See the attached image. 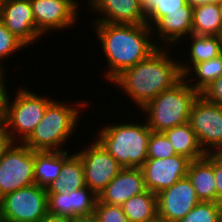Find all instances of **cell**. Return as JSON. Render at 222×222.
I'll use <instances>...</instances> for the list:
<instances>
[{
  "mask_svg": "<svg viewBox=\"0 0 222 222\" xmlns=\"http://www.w3.org/2000/svg\"><path fill=\"white\" fill-rule=\"evenodd\" d=\"M141 6H143L145 4L146 0H136Z\"/></svg>",
  "mask_w": 222,
  "mask_h": 222,
  "instance_id": "cell-41",
  "label": "cell"
},
{
  "mask_svg": "<svg viewBox=\"0 0 222 222\" xmlns=\"http://www.w3.org/2000/svg\"><path fill=\"white\" fill-rule=\"evenodd\" d=\"M141 168H122L118 175L98 195V200L111 205H122L129 198L146 191Z\"/></svg>",
  "mask_w": 222,
  "mask_h": 222,
  "instance_id": "cell-18",
  "label": "cell"
},
{
  "mask_svg": "<svg viewBox=\"0 0 222 222\" xmlns=\"http://www.w3.org/2000/svg\"><path fill=\"white\" fill-rule=\"evenodd\" d=\"M97 199L87 186L70 194H47L48 215L64 222L76 216L94 214Z\"/></svg>",
  "mask_w": 222,
  "mask_h": 222,
  "instance_id": "cell-15",
  "label": "cell"
},
{
  "mask_svg": "<svg viewBox=\"0 0 222 222\" xmlns=\"http://www.w3.org/2000/svg\"><path fill=\"white\" fill-rule=\"evenodd\" d=\"M85 186L84 168L79 155L64 150L60 175L47 189V194H70Z\"/></svg>",
  "mask_w": 222,
  "mask_h": 222,
  "instance_id": "cell-21",
  "label": "cell"
},
{
  "mask_svg": "<svg viewBox=\"0 0 222 222\" xmlns=\"http://www.w3.org/2000/svg\"><path fill=\"white\" fill-rule=\"evenodd\" d=\"M177 155L163 132L152 131L148 140V159H165Z\"/></svg>",
  "mask_w": 222,
  "mask_h": 222,
  "instance_id": "cell-29",
  "label": "cell"
},
{
  "mask_svg": "<svg viewBox=\"0 0 222 222\" xmlns=\"http://www.w3.org/2000/svg\"><path fill=\"white\" fill-rule=\"evenodd\" d=\"M4 1H5V0H0V11H1V8H2V6H3V4H4Z\"/></svg>",
  "mask_w": 222,
  "mask_h": 222,
  "instance_id": "cell-42",
  "label": "cell"
},
{
  "mask_svg": "<svg viewBox=\"0 0 222 222\" xmlns=\"http://www.w3.org/2000/svg\"><path fill=\"white\" fill-rule=\"evenodd\" d=\"M190 162L186 156L179 154L165 159H147L141 167L146 189L158 194L171 187L187 177Z\"/></svg>",
  "mask_w": 222,
  "mask_h": 222,
  "instance_id": "cell-13",
  "label": "cell"
},
{
  "mask_svg": "<svg viewBox=\"0 0 222 222\" xmlns=\"http://www.w3.org/2000/svg\"><path fill=\"white\" fill-rule=\"evenodd\" d=\"M0 222H4L3 219H2V217H1V215H0Z\"/></svg>",
  "mask_w": 222,
  "mask_h": 222,
  "instance_id": "cell-44",
  "label": "cell"
},
{
  "mask_svg": "<svg viewBox=\"0 0 222 222\" xmlns=\"http://www.w3.org/2000/svg\"><path fill=\"white\" fill-rule=\"evenodd\" d=\"M92 140L76 153L83 164L86 186L98 196L122 167L96 139Z\"/></svg>",
  "mask_w": 222,
  "mask_h": 222,
  "instance_id": "cell-10",
  "label": "cell"
},
{
  "mask_svg": "<svg viewBox=\"0 0 222 222\" xmlns=\"http://www.w3.org/2000/svg\"><path fill=\"white\" fill-rule=\"evenodd\" d=\"M0 18L5 27L27 48L42 38L35 26L30 0H5Z\"/></svg>",
  "mask_w": 222,
  "mask_h": 222,
  "instance_id": "cell-14",
  "label": "cell"
},
{
  "mask_svg": "<svg viewBox=\"0 0 222 222\" xmlns=\"http://www.w3.org/2000/svg\"><path fill=\"white\" fill-rule=\"evenodd\" d=\"M156 196L159 222H177L200 202L188 177L180 179Z\"/></svg>",
  "mask_w": 222,
  "mask_h": 222,
  "instance_id": "cell-12",
  "label": "cell"
},
{
  "mask_svg": "<svg viewBox=\"0 0 222 222\" xmlns=\"http://www.w3.org/2000/svg\"><path fill=\"white\" fill-rule=\"evenodd\" d=\"M35 151L23 143H12L0 158V199L35 184Z\"/></svg>",
  "mask_w": 222,
  "mask_h": 222,
  "instance_id": "cell-8",
  "label": "cell"
},
{
  "mask_svg": "<svg viewBox=\"0 0 222 222\" xmlns=\"http://www.w3.org/2000/svg\"><path fill=\"white\" fill-rule=\"evenodd\" d=\"M170 48L159 47L148 58L124 70L111 83L118 87L141 110L164 90L178 83L183 75L180 61ZM171 53V54H170Z\"/></svg>",
  "mask_w": 222,
  "mask_h": 222,
  "instance_id": "cell-2",
  "label": "cell"
},
{
  "mask_svg": "<svg viewBox=\"0 0 222 222\" xmlns=\"http://www.w3.org/2000/svg\"><path fill=\"white\" fill-rule=\"evenodd\" d=\"M218 7H219L220 18H221V22H222V0H219V1H218Z\"/></svg>",
  "mask_w": 222,
  "mask_h": 222,
  "instance_id": "cell-40",
  "label": "cell"
},
{
  "mask_svg": "<svg viewBox=\"0 0 222 222\" xmlns=\"http://www.w3.org/2000/svg\"><path fill=\"white\" fill-rule=\"evenodd\" d=\"M4 222H37L49 217L47 189L37 184L21 188L0 199Z\"/></svg>",
  "mask_w": 222,
  "mask_h": 222,
  "instance_id": "cell-7",
  "label": "cell"
},
{
  "mask_svg": "<svg viewBox=\"0 0 222 222\" xmlns=\"http://www.w3.org/2000/svg\"><path fill=\"white\" fill-rule=\"evenodd\" d=\"M199 93L182 78L168 90H164L140 111L151 131L163 132L189 121L191 107Z\"/></svg>",
  "mask_w": 222,
  "mask_h": 222,
  "instance_id": "cell-5",
  "label": "cell"
},
{
  "mask_svg": "<svg viewBox=\"0 0 222 222\" xmlns=\"http://www.w3.org/2000/svg\"><path fill=\"white\" fill-rule=\"evenodd\" d=\"M193 7L186 3L184 11L166 12L152 27V35L158 47H182L183 39L192 34ZM157 33V34H156ZM155 36H157L155 38Z\"/></svg>",
  "mask_w": 222,
  "mask_h": 222,
  "instance_id": "cell-16",
  "label": "cell"
},
{
  "mask_svg": "<svg viewBox=\"0 0 222 222\" xmlns=\"http://www.w3.org/2000/svg\"><path fill=\"white\" fill-rule=\"evenodd\" d=\"M222 76V54L216 58L196 63L183 78L200 93L206 86Z\"/></svg>",
  "mask_w": 222,
  "mask_h": 222,
  "instance_id": "cell-26",
  "label": "cell"
},
{
  "mask_svg": "<svg viewBox=\"0 0 222 222\" xmlns=\"http://www.w3.org/2000/svg\"><path fill=\"white\" fill-rule=\"evenodd\" d=\"M14 93L12 95L15 96L7 93L3 122L12 143H23L42 120L53 98L39 95L26 87H20Z\"/></svg>",
  "mask_w": 222,
  "mask_h": 222,
  "instance_id": "cell-6",
  "label": "cell"
},
{
  "mask_svg": "<svg viewBox=\"0 0 222 222\" xmlns=\"http://www.w3.org/2000/svg\"><path fill=\"white\" fill-rule=\"evenodd\" d=\"M199 95L204 100L222 107V76L206 86Z\"/></svg>",
  "mask_w": 222,
  "mask_h": 222,
  "instance_id": "cell-32",
  "label": "cell"
},
{
  "mask_svg": "<svg viewBox=\"0 0 222 222\" xmlns=\"http://www.w3.org/2000/svg\"><path fill=\"white\" fill-rule=\"evenodd\" d=\"M64 222H98L95 214L76 216Z\"/></svg>",
  "mask_w": 222,
  "mask_h": 222,
  "instance_id": "cell-36",
  "label": "cell"
},
{
  "mask_svg": "<svg viewBox=\"0 0 222 222\" xmlns=\"http://www.w3.org/2000/svg\"><path fill=\"white\" fill-rule=\"evenodd\" d=\"M133 120L124 119V123L120 119L118 124L109 122L97 129L96 134L94 132L95 139L122 168H141L148 159V140L152 131L144 119L141 123Z\"/></svg>",
  "mask_w": 222,
  "mask_h": 222,
  "instance_id": "cell-4",
  "label": "cell"
},
{
  "mask_svg": "<svg viewBox=\"0 0 222 222\" xmlns=\"http://www.w3.org/2000/svg\"><path fill=\"white\" fill-rule=\"evenodd\" d=\"M12 144L4 122H0V158L5 150Z\"/></svg>",
  "mask_w": 222,
  "mask_h": 222,
  "instance_id": "cell-35",
  "label": "cell"
},
{
  "mask_svg": "<svg viewBox=\"0 0 222 222\" xmlns=\"http://www.w3.org/2000/svg\"><path fill=\"white\" fill-rule=\"evenodd\" d=\"M214 1H219V0H187V3H189L192 7H194L200 4L214 2Z\"/></svg>",
  "mask_w": 222,
  "mask_h": 222,
  "instance_id": "cell-38",
  "label": "cell"
},
{
  "mask_svg": "<svg viewBox=\"0 0 222 222\" xmlns=\"http://www.w3.org/2000/svg\"><path fill=\"white\" fill-rule=\"evenodd\" d=\"M222 22L218 1L193 7L192 34L197 36H220Z\"/></svg>",
  "mask_w": 222,
  "mask_h": 222,
  "instance_id": "cell-24",
  "label": "cell"
},
{
  "mask_svg": "<svg viewBox=\"0 0 222 222\" xmlns=\"http://www.w3.org/2000/svg\"><path fill=\"white\" fill-rule=\"evenodd\" d=\"M157 5V0H146L142 6V10L145 16H147Z\"/></svg>",
  "mask_w": 222,
  "mask_h": 222,
  "instance_id": "cell-37",
  "label": "cell"
},
{
  "mask_svg": "<svg viewBox=\"0 0 222 222\" xmlns=\"http://www.w3.org/2000/svg\"><path fill=\"white\" fill-rule=\"evenodd\" d=\"M78 1L30 0L37 31L44 36L51 30L58 32L78 24V9L81 8Z\"/></svg>",
  "mask_w": 222,
  "mask_h": 222,
  "instance_id": "cell-11",
  "label": "cell"
},
{
  "mask_svg": "<svg viewBox=\"0 0 222 222\" xmlns=\"http://www.w3.org/2000/svg\"><path fill=\"white\" fill-rule=\"evenodd\" d=\"M190 41L188 42L187 41ZM190 39V40H189ZM183 44H188L190 47L187 50L186 56L188 60L181 61L184 57L179 55L180 70L184 76L196 63H201L209 59H213L222 54V43L220 36H197L191 34L184 38ZM188 42V43H187ZM192 42V43H191ZM190 53V54H189ZM189 57V58H188ZM182 62V63H181Z\"/></svg>",
  "mask_w": 222,
  "mask_h": 222,
  "instance_id": "cell-19",
  "label": "cell"
},
{
  "mask_svg": "<svg viewBox=\"0 0 222 222\" xmlns=\"http://www.w3.org/2000/svg\"><path fill=\"white\" fill-rule=\"evenodd\" d=\"M187 177L200 201L216 202V185L213 172V153L190 162Z\"/></svg>",
  "mask_w": 222,
  "mask_h": 222,
  "instance_id": "cell-20",
  "label": "cell"
},
{
  "mask_svg": "<svg viewBox=\"0 0 222 222\" xmlns=\"http://www.w3.org/2000/svg\"><path fill=\"white\" fill-rule=\"evenodd\" d=\"M67 102L53 98L42 120L23 144L34 151L68 150V148L65 149V143L73 137V133L75 134L80 124L82 110L85 109L84 106L88 107L89 102L79 100V102L75 101V104L72 102L73 105L69 102L66 104Z\"/></svg>",
  "mask_w": 222,
  "mask_h": 222,
  "instance_id": "cell-3",
  "label": "cell"
},
{
  "mask_svg": "<svg viewBox=\"0 0 222 222\" xmlns=\"http://www.w3.org/2000/svg\"><path fill=\"white\" fill-rule=\"evenodd\" d=\"M220 222H222V208H221V211H220Z\"/></svg>",
  "mask_w": 222,
  "mask_h": 222,
  "instance_id": "cell-43",
  "label": "cell"
},
{
  "mask_svg": "<svg viewBox=\"0 0 222 222\" xmlns=\"http://www.w3.org/2000/svg\"><path fill=\"white\" fill-rule=\"evenodd\" d=\"M6 74L8 76L7 71H0V122L4 121L5 99L9 92L7 90L8 87L5 85L8 83L6 82L7 80H5L7 79Z\"/></svg>",
  "mask_w": 222,
  "mask_h": 222,
  "instance_id": "cell-34",
  "label": "cell"
},
{
  "mask_svg": "<svg viewBox=\"0 0 222 222\" xmlns=\"http://www.w3.org/2000/svg\"><path fill=\"white\" fill-rule=\"evenodd\" d=\"M91 23L104 53L107 71L103 77L107 83L159 48L148 24Z\"/></svg>",
  "mask_w": 222,
  "mask_h": 222,
  "instance_id": "cell-1",
  "label": "cell"
},
{
  "mask_svg": "<svg viewBox=\"0 0 222 222\" xmlns=\"http://www.w3.org/2000/svg\"><path fill=\"white\" fill-rule=\"evenodd\" d=\"M166 138L170 141L179 155L186 156L191 161L198 160L206 156L201 148L197 136L189 123L175 126L163 131Z\"/></svg>",
  "mask_w": 222,
  "mask_h": 222,
  "instance_id": "cell-22",
  "label": "cell"
},
{
  "mask_svg": "<svg viewBox=\"0 0 222 222\" xmlns=\"http://www.w3.org/2000/svg\"><path fill=\"white\" fill-rule=\"evenodd\" d=\"M90 12L99 15L91 22L147 24L142 6L136 0H86ZM92 9V10H91ZM102 15V16H101ZM93 20V21H92Z\"/></svg>",
  "mask_w": 222,
  "mask_h": 222,
  "instance_id": "cell-17",
  "label": "cell"
},
{
  "mask_svg": "<svg viewBox=\"0 0 222 222\" xmlns=\"http://www.w3.org/2000/svg\"><path fill=\"white\" fill-rule=\"evenodd\" d=\"M221 203L200 201L184 218L177 222H220Z\"/></svg>",
  "mask_w": 222,
  "mask_h": 222,
  "instance_id": "cell-27",
  "label": "cell"
},
{
  "mask_svg": "<svg viewBox=\"0 0 222 222\" xmlns=\"http://www.w3.org/2000/svg\"><path fill=\"white\" fill-rule=\"evenodd\" d=\"M198 142L207 153H222V107L200 95L193 102L189 121Z\"/></svg>",
  "mask_w": 222,
  "mask_h": 222,
  "instance_id": "cell-9",
  "label": "cell"
},
{
  "mask_svg": "<svg viewBox=\"0 0 222 222\" xmlns=\"http://www.w3.org/2000/svg\"><path fill=\"white\" fill-rule=\"evenodd\" d=\"M62 166L63 151H35V184L48 189L58 179Z\"/></svg>",
  "mask_w": 222,
  "mask_h": 222,
  "instance_id": "cell-23",
  "label": "cell"
},
{
  "mask_svg": "<svg viewBox=\"0 0 222 222\" xmlns=\"http://www.w3.org/2000/svg\"><path fill=\"white\" fill-rule=\"evenodd\" d=\"M187 0H157L155 8L146 16L147 24L152 27L166 12L184 11Z\"/></svg>",
  "mask_w": 222,
  "mask_h": 222,
  "instance_id": "cell-31",
  "label": "cell"
},
{
  "mask_svg": "<svg viewBox=\"0 0 222 222\" xmlns=\"http://www.w3.org/2000/svg\"><path fill=\"white\" fill-rule=\"evenodd\" d=\"M121 206L129 222H159L157 196L149 190L129 198Z\"/></svg>",
  "mask_w": 222,
  "mask_h": 222,
  "instance_id": "cell-25",
  "label": "cell"
},
{
  "mask_svg": "<svg viewBox=\"0 0 222 222\" xmlns=\"http://www.w3.org/2000/svg\"><path fill=\"white\" fill-rule=\"evenodd\" d=\"M213 172L216 185V202L222 204V153H213Z\"/></svg>",
  "mask_w": 222,
  "mask_h": 222,
  "instance_id": "cell-33",
  "label": "cell"
},
{
  "mask_svg": "<svg viewBox=\"0 0 222 222\" xmlns=\"http://www.w3.org/2000/svg\"><path fill=\"white\" fill-rule=\"evenodd\" d=\"M27 46L13 35L3 24L0 18V71L8 72V69L4 66L5 60L17 53L22 49H27ZM4 62V63H3ZM6 69V70H5Z\"/></svg>",
  "mask_w": 222,
  "mask_h": 222,
  "instance_id": "cell-28",
  "label": "cell"
},
{
  "mask_svg": "<svg viewBox=\"0 0 222 222\" xmlns=\"http://www.w3.org/2000/svg\"><path fill=\"white\" fill-rule=\"evenodd\" d=\"M37 222H60V221H57L56 219L52 218V217H48L44 220H41V221H37Z\"/></svg>",
  "mask_w": 222,
  "mask_h": 222,
  "instance_id": "cell-39",
  "label": "cell"
},
{
  "mask_svg": "<svg viewBox=\"0 0 222 222\" xmlns=\"http://www.w3.org/2000/svg\"><path fill=\"white\" fill-rule=\"evenodd\" d=\"M94 214L97 217L98 222H129L122 206L103 203L98 199L95 205Z\"/></svg>",
  "mask_w": 222,
  "mask_h": 222,
  "instance_id": "cell-30",
  "label": "cell"
}]
</instances>
